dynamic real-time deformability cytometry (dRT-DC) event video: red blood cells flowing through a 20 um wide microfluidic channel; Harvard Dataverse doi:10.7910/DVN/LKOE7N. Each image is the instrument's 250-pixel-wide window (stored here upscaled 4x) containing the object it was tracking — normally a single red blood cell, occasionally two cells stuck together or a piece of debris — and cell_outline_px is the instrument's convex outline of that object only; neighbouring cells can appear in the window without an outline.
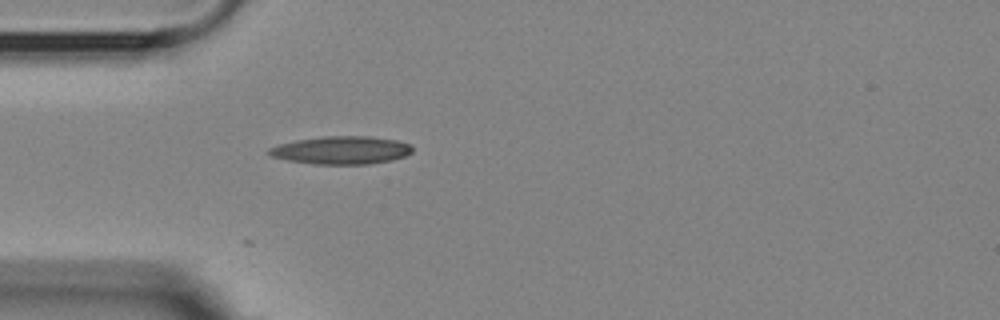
{"species": "Egyptian fruit bat (a non-hibernating species)", "species_latin": "Rousettus aegyptiacus", "temperature_condition": "room temperature", "stored_images_in_passage": 15, "camera_frame_rate_fps": 3000, "um_per_image_px": 0.085, "animal": {"sex": "female"}, "frame": {"image": 1, "passage_image": 1, "time_ms": 0.0, "image_size_px": [1000, 320], "cell_outline_px": [[412, 152], [404, 156], [392, 160], [368, 164], [316, 164], [288, 160], [272, 156], [268, 152], [268, 148], [276, 144], [296, 140], [324, 136], [368, 136], [396, 140], [408, 144], [412, 148]], "centroid_in_image_um": [28.99, 12.76], "position_along_channel_um": 56.0, "area_um2": 23.24}}
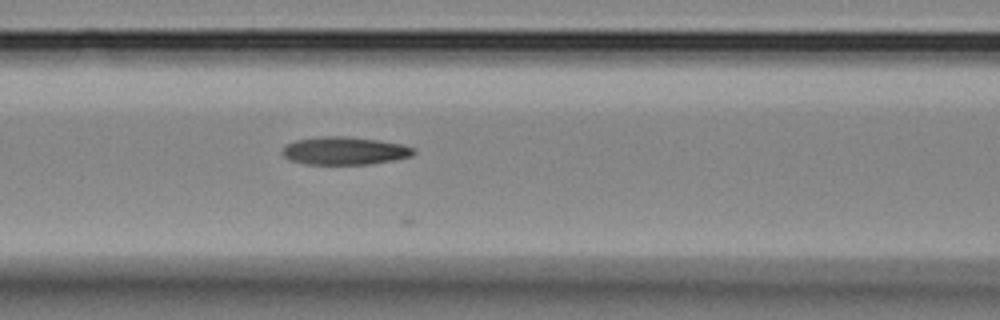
{"frame": {"image": 2, "passage_image": 8, "time_ms": 2.333, "image_size_px": [1000, 320], "cell_outline_px": [[416, 152], [412, 156], [392, 160], [368, 164], [304, 164], [292, 160], [284, 156], [280, 152], [288, 144], [296, 140], [320, 136], [344, 136], [380, 140], [400, 144], [412, 148]], "centroid_in_image_um": [29.27, 12.81], "position_along_channel_um": 137.3, "area_um2": 21.15}}
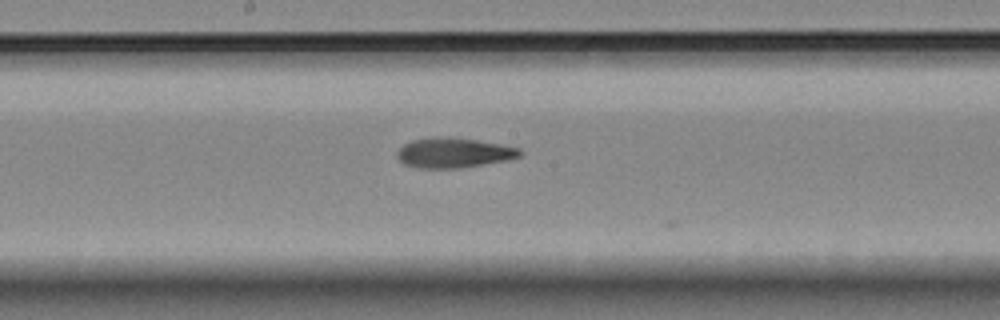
{"frame": {"image": 3, "passage_image": 14, "time_ms": 4.333, "image_size_px": [1000, 320], "cell_outline_px": [[524, 152], [520, 156], [504, 160], [456, 168], [420, 168], [404, 164], [396, 156], [396, 152], [404, 144], [412, 140], [432, 136], [448, 136], [476, 140], [500, 144], [520, 148]], "centroid_in_image_um": [38.52, 12.96], "position_along_channel_um": 209.7, "area_um2": 21.33}}